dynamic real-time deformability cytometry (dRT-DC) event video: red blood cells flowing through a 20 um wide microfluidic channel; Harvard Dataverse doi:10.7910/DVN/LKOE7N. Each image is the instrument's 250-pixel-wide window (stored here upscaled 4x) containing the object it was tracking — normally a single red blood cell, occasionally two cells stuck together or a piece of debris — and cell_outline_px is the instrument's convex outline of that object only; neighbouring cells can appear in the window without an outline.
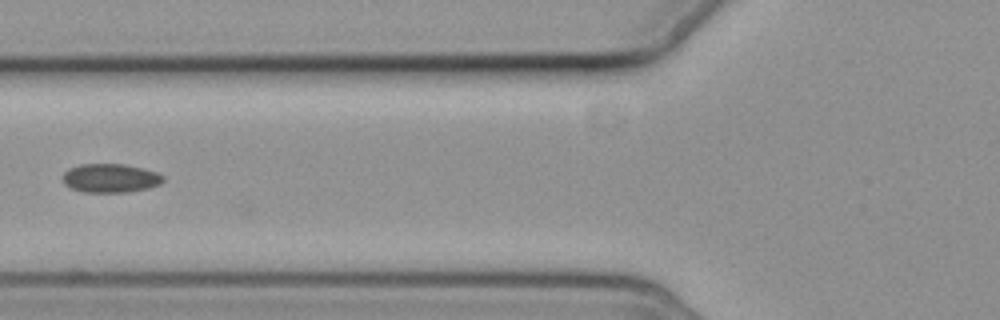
{"species": "common noctule bat (a hibernating species)", "species_latin": "Nyctalus noctula", "temperature_condition": "cold", "stored_images_in_passage": 6, "camera_frame_rate_fps": 3000, "um_per_image_px": 0.085, "animal": {"sex": "female", "body_mass_g": 19.3, "forearm_length_mm": 54.1}, "frame": {"image": 1, "passage_image": 3, "time_ms": 2.333, "image_size_px": [1000, 320], "cell_outline_px": [[164, 180], [160, 184], [148, 188], [128, 192], [84, 192], [72, 188], [64, 184], [64, 172], [68, 168], [80, 164], [124, 164], [144, 168], [156, 172], [164, 176]], "centroid_in_image_um": [9.4, 15.13], "position_along_channel_um": 116.4, "area_um2": 16.88}}
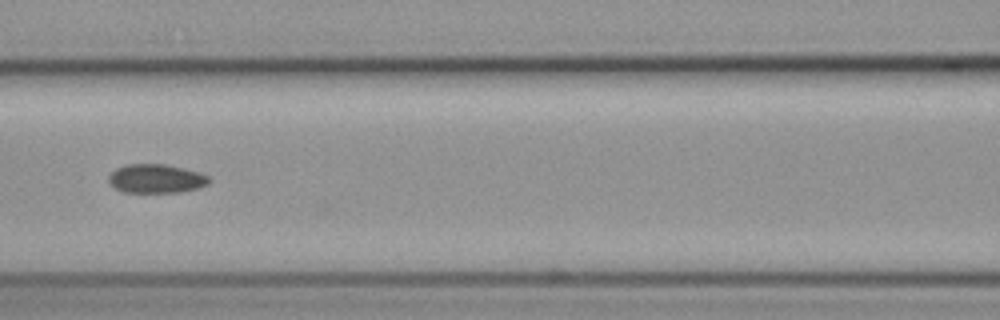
{"frame": {"image": 2, "passage_image": 4, "time_ms": 3.333, "image_size_px": [1000, 320], "cell_outline_px": [[212, 180], [208, 184], [200, 188], [180, 192], [124, 192], [116, 188], [108, 180], [108, 176], [116, 168], [128, 164], [164, 164], [184, 168], [200, 172], [208, 176]], "centroid_in_image_um": [13.32, 15.18], "position_along_channel_um": 153.3, "area_um2": 16.94}}
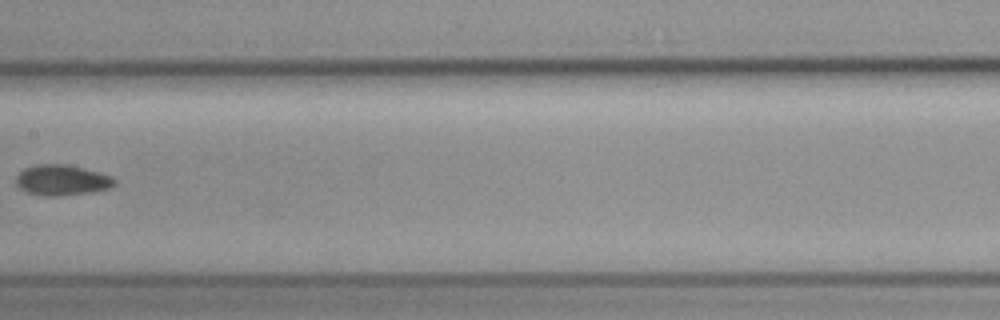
{"frame": {"image": 3, "passage_image": 5, "time_ms": 4.667, "image_size_px": [1000, 320], "cell_outline_px": [[116, 184], [108, 188], [88, 192], [56, 196], [44, 196], [28, 192], [20, 188], [16, 184], [16, 176], [24, 168], [36, 164], [64, 164], [84, 168], [112, 176], [116, 180]], "centroid_in_image_um": [5.25, 15.3], "position_along_channel_um": 202.2, "area_um2": 17.4}}